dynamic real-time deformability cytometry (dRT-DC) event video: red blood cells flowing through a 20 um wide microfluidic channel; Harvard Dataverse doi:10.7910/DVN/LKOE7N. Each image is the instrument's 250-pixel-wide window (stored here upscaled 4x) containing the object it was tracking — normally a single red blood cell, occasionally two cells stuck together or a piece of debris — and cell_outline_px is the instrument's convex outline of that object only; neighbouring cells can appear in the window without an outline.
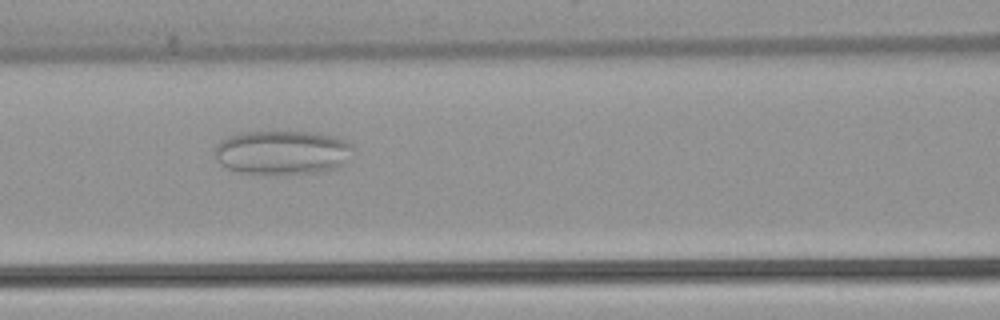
{"species": "common noctule bat (a hibernating species)", "species_latin": "Nyctalus noctula", "temperature_condition": "warm", "stored_images_in_passage": 55, "camera_frame_rate_fps": 3000, "um_per_image_px": 0.085, "animal": {"sex": "female", "body_mass_g": 22.7, "forearm_length_mm": 54.2}, "frame": {"image": 1, "passage_image": 24, "time_ms": 7.667, "image_size_px": [1000, 320], "cell_outline_px": [[352, 148], [332, 168], [320, 172], [284, 176], [244, 172], [228, 168], [220, 164], [216, 160], [216, 144], [220, 140], [228, 136], [240, 132], [312, 132], [332, 136], [344, 140], [352, 144]], "centroid_in_image_um": [23.88, 12.96], "position_along_channel_um": 142.7, "area_um2": 35.14}}
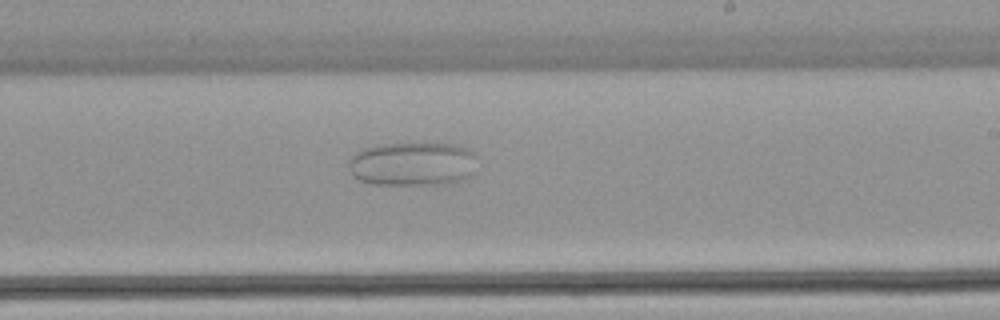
{"frame": {"image": 2, "passage_image": 33, "time_ms": 10.667, "image_size_px": [1000, 320], "cell_outline_px": [[476, 152], [472, 176], [464, 180], [444, 184], [372, 184], [360, 180], [352, 176], [348, 168], [348, 164], [352, 156], [356, 152], [364, 148], [376, 144], [452, 144], [468, 148]], "centroid_in_image_um": [35.07, 13.94], "position_along_channel_um": 253.9, "area_um2": 33.06}}